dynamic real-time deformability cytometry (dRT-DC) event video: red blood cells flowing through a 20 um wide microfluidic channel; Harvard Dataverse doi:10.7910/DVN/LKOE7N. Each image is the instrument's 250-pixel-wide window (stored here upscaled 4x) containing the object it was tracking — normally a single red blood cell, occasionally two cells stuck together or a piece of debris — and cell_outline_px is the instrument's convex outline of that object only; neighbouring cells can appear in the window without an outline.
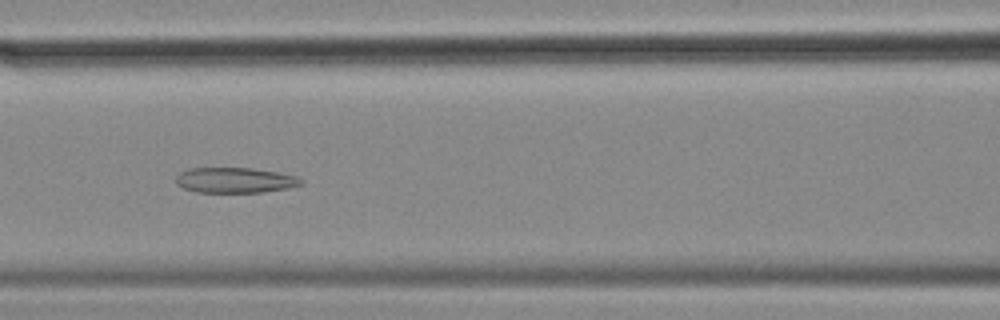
{"species": "common noctule bat (a hibernating species)", "species_latin": "Nyctalus noctula", "temperature_condition": "cold", "stored_images_in_passage": 57, "camera_frame_rate_fps": 3000, "um_per_image_px": 0.085, "animal": {"sex": "female", "body_mass_g": 18.4}, "frame": {"image": 1, "passage_image": 25, "time_ms": 8.0, "image_size_px": [1000, 320], "cell_outline_px": [[304, 184], [288, 188], [264, 192], [196, 192], [184, 188], [176, 184], [176, 176], [180, 172], [188, 168], [252, 168], [276, 172], [296, 176], [304, 180]], "centroid_in_image_um": [19.98, 15.32], "position_along_channel_um": 146.6, "area_um2": 18.55}}
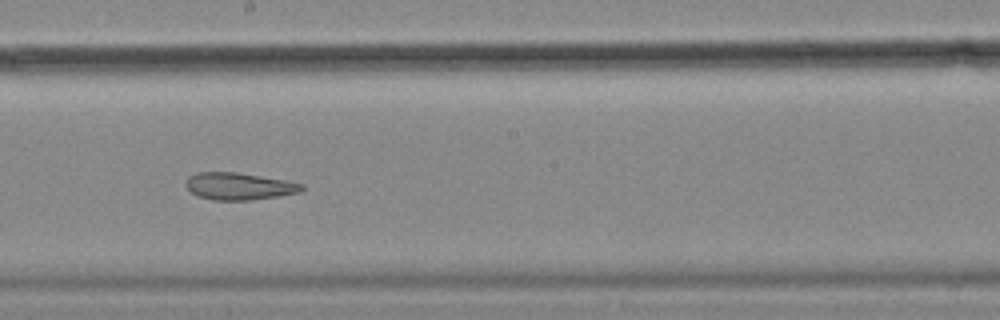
{"frame": {"image": 2, "passage_image": 32, "time_ms": 10.333, "image_size_px": [1000, 320], "cell_outline_px": [[304, 188], [300, 192], [252, 200], [212, 200], [200, 196], [192, 192], [184, 184], [188, 176], [196, 172], [236, 172], [284, 180], [304, 184]], "centroid_in_image_um": [20.29, 15.82], "position_along_channel_um": 227.9, "area_um2": 18.21}}
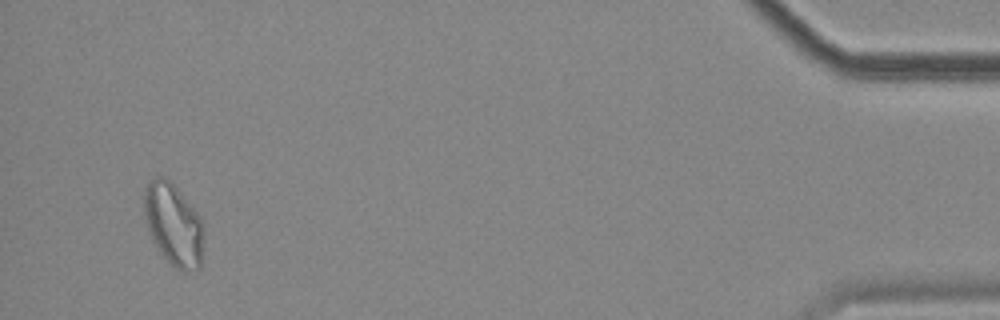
{"frame": {"image": 3, "passage_image": 55, "time_ms": 18.0, "image_size_px": [1000, 320], "cell_outline_px": [[200, 268], [188, 272], [180, 272], [156, 248], [148, 232], [144, 216], [144, 192], [148, 184], [156, 176], [164, 176], [176, 188], [200, 216]], "centroid_in_image_um": [14.68, 19.09], "position_along_channel_um": 420.5, "area_um2": 27.74}, "authors_computed_cell_mechanics": {"area_um2": 24.854, "velocity_mm_per_s": 3.5047, "shape_relaxation_time_tau1_ms": null, "shape_relaxation_time_tau2_ms": 7.0905, "deformation_change_tau1": null, "deformation_change_tau2": 0.1547}}